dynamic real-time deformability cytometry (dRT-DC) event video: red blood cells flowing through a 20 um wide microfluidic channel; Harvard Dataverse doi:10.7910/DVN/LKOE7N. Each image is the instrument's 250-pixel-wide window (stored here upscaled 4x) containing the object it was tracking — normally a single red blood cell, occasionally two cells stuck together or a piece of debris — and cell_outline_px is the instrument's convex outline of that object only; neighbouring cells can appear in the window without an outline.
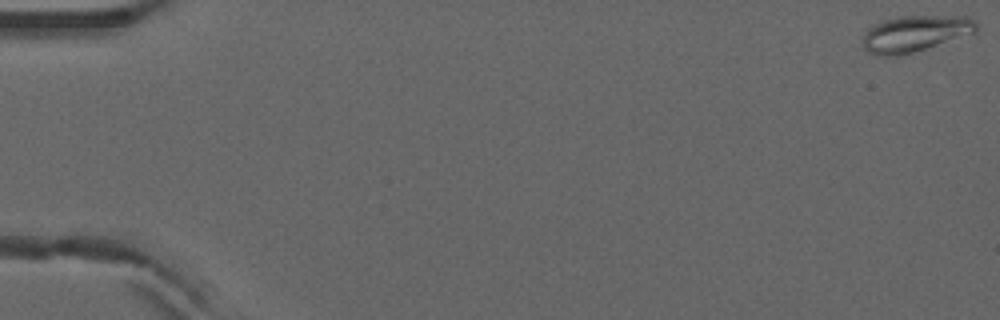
{"species": "common noctule bat (a hibernating species)", "species_latin": "Nyctalus noctula", "temperature_condition": "warm", "stored_images_in_passage": 5, "camera_frame_rate_fps": 3000, "um_per_image_px": 0.085, "animal": {"sex": "male", "forearm_length_mm": 52.5}, "frame": {"image": 1, "passage_image": 1, "time_ms": 0.0, "image_size_px": [1000, 320], "cell_outline_px": [[976, 32], [912, 52], [896, 56], [880, 56], [868, 52], [864, 48], [864, 36], [868, 28], [880, 20], [900, 16], [964, 16], [972, 20], [976, 24]], "centroid_in_image_um": [77.73, 2.84], "position_along_channel_um": 7.3, "area_um2": 23.58}}